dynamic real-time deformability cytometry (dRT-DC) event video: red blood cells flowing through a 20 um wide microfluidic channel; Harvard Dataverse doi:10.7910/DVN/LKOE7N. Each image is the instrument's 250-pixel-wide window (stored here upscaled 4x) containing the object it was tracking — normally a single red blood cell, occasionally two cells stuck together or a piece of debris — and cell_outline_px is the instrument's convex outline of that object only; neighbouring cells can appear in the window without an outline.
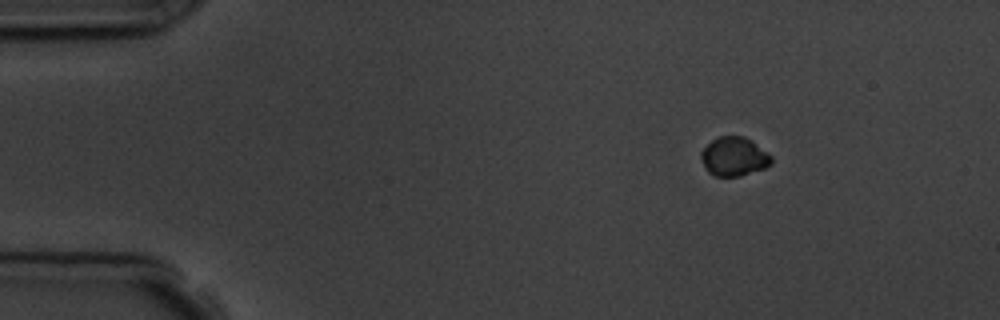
{"species": "common noctule bat (a hibernating species)", "species_latin": "Nyctalus noctula", "temperature_condition": "room temperature", "stored_images_in_passage": 9, "camera_frame_rate_fps": 3000, "um_per_image_px": 0.085, "animal": {"sex": "male", "body_mass_g": 19.5, "forearm_length_mm": 54.6}, "frame": {"image": 1, "passage_image": 1, "time_ms": 0.0, "image_size_px": [1000, 320], "cell_outline_px": [[772, 164], [764, 168], [740, 176], [716, 176], [708, 172], [700, 156], [700, 152], [712, 140], [720, 136], [744, 136], [752, 140], [768, 152], [772, 156]], "centroid_in_image_um": [62.42, 13.3], "position_along_channel_um": 22.6, "area_um2": 15.95}}
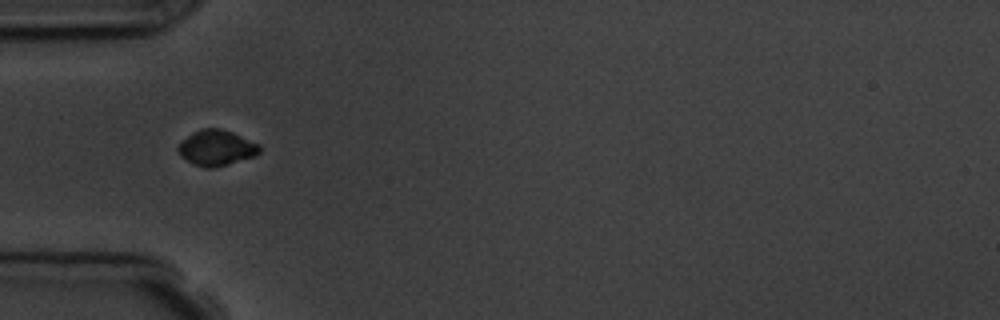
{"frame": {"image": 2, "passage_image": 4, "time_ms": 3.333, "image_size_px": [1000, 320], "cell_outline_px": [[260, 152], [256, 156], [228, 164], [212, 168], [204, 168], [180, 156], [176, 148], [188, 136], [200, 128], [220, 128], [232, 132], [260, 144]], "centroid_in_image_um": [18.43, 12.56], "position_along_channel_um": 66.6, "area_um2": 16.76}}
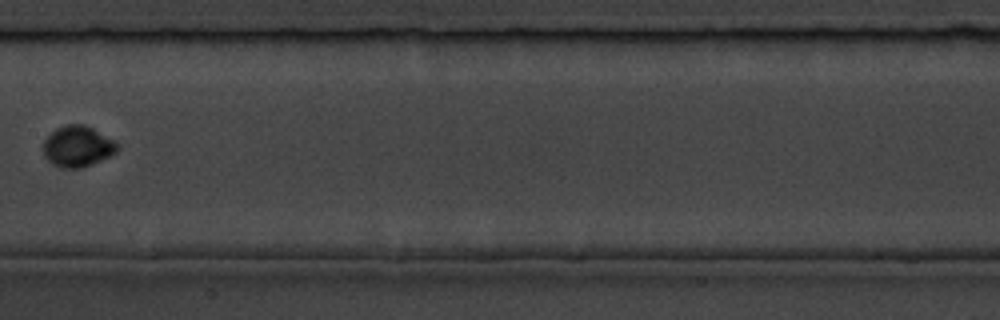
{"frame": {"image": 3, "passage_image": 7, "time_ms": 7.0, "image_size_px": [1000, 320], "cell_outline_px": [[120, 144], [116, 152], [100, 160], [80, 168], [64, 168], [52, 164], [44, 156], [44, 140], [56, 128], [68, 124], [84, 124], [116, 140]], "centroid_in_image_um": [6.61, 12.43], "position_along_channel_um": 200.8, "area_um2": 17.57}}